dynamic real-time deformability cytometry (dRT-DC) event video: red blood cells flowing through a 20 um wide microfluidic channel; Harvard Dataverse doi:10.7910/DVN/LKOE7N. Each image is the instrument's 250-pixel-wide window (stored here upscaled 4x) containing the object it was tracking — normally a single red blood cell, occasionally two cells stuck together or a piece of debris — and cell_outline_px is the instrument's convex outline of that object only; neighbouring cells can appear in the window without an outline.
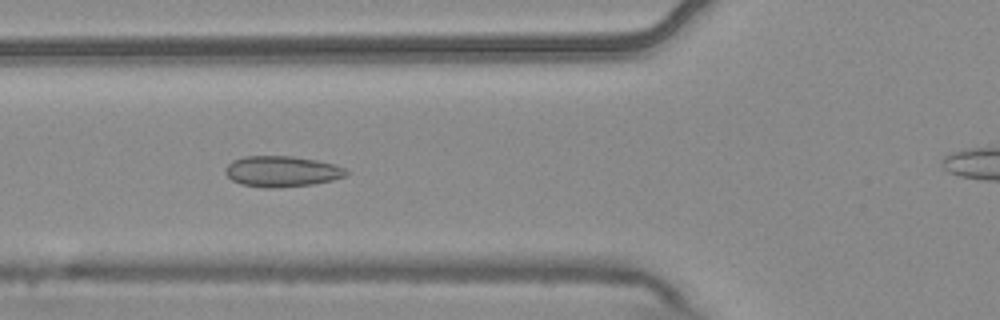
{"species": "common noctule bat (a hibernating species)", "species_latin": "Nyctalus noctula", "temperature_condition": "warm", "stored_images_in_passage": 8, "camera_frame_rate_fps": 3000, "um_per_image_px": 0.085, "animal": {"sex": "male", "body_mass_g": 20.4}, "frame": {"image": 1, "passage_image": 5, "time_ms": 1.333, "image_size_px": [1000, 320], "cell_outline_px": [[348, 172], [344, 176], [332, 180], [312, 184], [272, 188], [264, 188], [240, 184], [232, 180], [224, 172], [224, 168], [232, 160], [244, 156], [292, 156], [316, 160], [332, 164], [344, 168]], "centroid_in_image_um": [23.89, 14.56], "position_along_channel_um": 101.9, "area_um2": 21.62}}
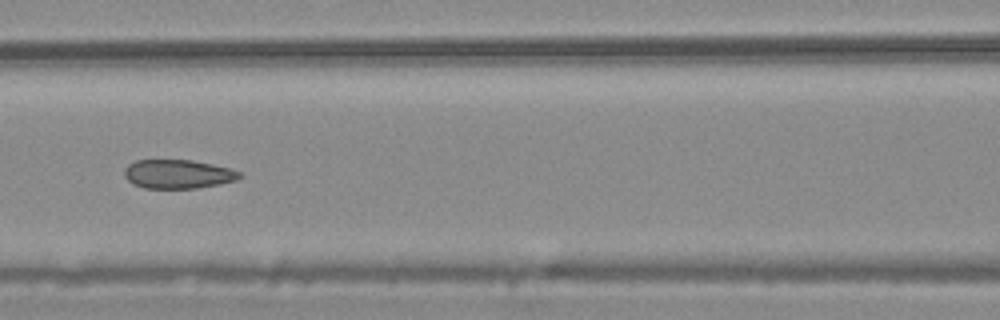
{"frame": {"image": 2, "passage_image": 6, "time_ms": 1.667, "image_size_px": [1000, 320], "cell_outline_px": [[244, 176], [236, 180], [196, 188], [144, 188], [132, 184], [124, 176], [124, 168], [128, 164], [136, 160], [192, 160], [212, 164], [228, 168], [240, 172]], "centroid_in_image_um": [15.09, 14.79], "position_along_channel_um": 151.5, "area_um2": 19.36}}
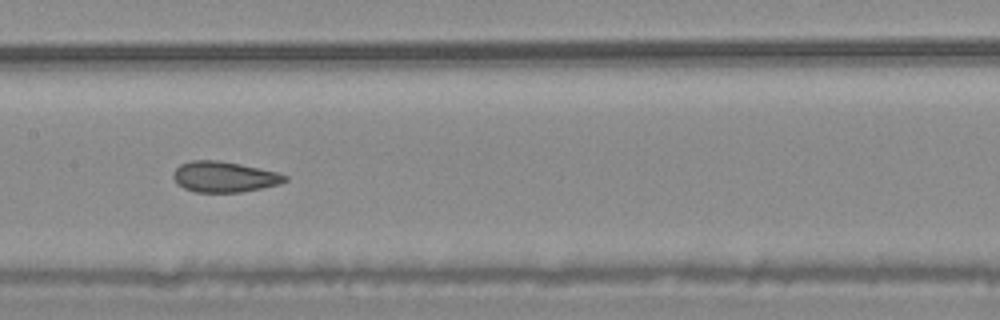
{"frame": {"image": 3, "passage_image": 7, "time_ms": 2.0, "image_size_px": [1000, 320], "cell_outline_px": [[288, 180], [280, 184], [240, 192], [196, 192], [184, 188], [176, 184], [172, 176], [176, 168], [180, 164], [192, 160], [216, 160], [240, 164], [276, 172], [288, 176]], "centroid_in_image_um": [19.03, 15.03], "position_along_channel_um": 188.4, "area_um2": 19.88}}